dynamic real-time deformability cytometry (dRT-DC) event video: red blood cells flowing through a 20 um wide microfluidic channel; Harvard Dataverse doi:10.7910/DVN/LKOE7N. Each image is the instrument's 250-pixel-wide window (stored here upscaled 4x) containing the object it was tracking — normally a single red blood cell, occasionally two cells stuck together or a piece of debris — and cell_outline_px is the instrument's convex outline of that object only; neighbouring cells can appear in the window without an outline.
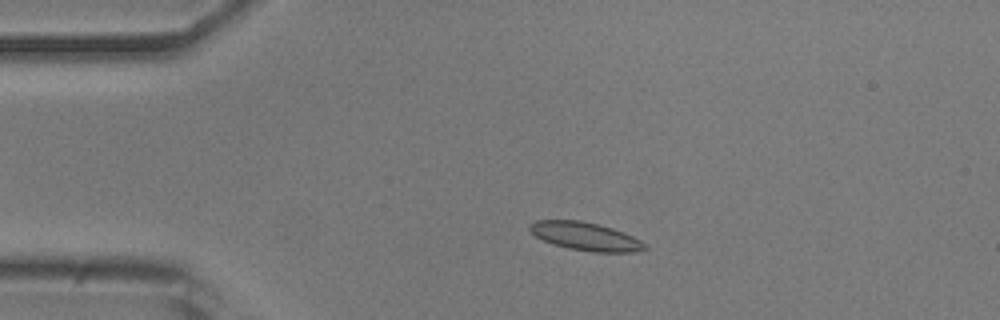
{"species": "common noctule bat (a hibernating species)", "species_latin": "Nyctalus noctula", "temperature_condition": "room temperature", "stored_images_in_passage": 5, "camera_frame_rate_fps": 3000, "um_per_image_px": 0.085, "animal": {"sex": "male", "body_mass_g": 20.5, "forearm_length_mm": 52.5}, "frame": {"image": 1, "passage_image": 3, "time_ms": 2.333, "image_size_px": [1000, 320], "cell_outline_px": [[648, 248], [632, 252], [592, 252], [568, 248], [552, 244], [536, 236], [528, 228], [536, 220], [580, 220], [612, 228], [624, 232], [648, 244]], "centroid_in_image_um": [49.8, 20.1], "position_along_channel_um": 35.2, "area_um2": 18.79}}
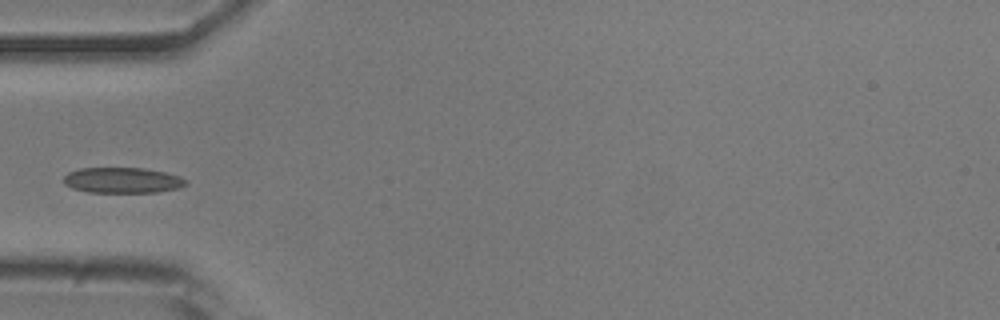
{"frame": {"image": 2, "passage_image": 5, "time_ms": 4.333, "image_size_px": [1000, 320], "cell_outline_px": [[188, 184], [180, 188], [156, 192], [88, 192], [72, 188], [64, 184], [64, 176], [68, 172], [80, 168], [144, 168], [164, 172], [180, 176], [188, 180]], "centroid_in_image_um": [10.43, 15.32], "position_along_channel_um": 74.6, "area_um2": 18.32}}